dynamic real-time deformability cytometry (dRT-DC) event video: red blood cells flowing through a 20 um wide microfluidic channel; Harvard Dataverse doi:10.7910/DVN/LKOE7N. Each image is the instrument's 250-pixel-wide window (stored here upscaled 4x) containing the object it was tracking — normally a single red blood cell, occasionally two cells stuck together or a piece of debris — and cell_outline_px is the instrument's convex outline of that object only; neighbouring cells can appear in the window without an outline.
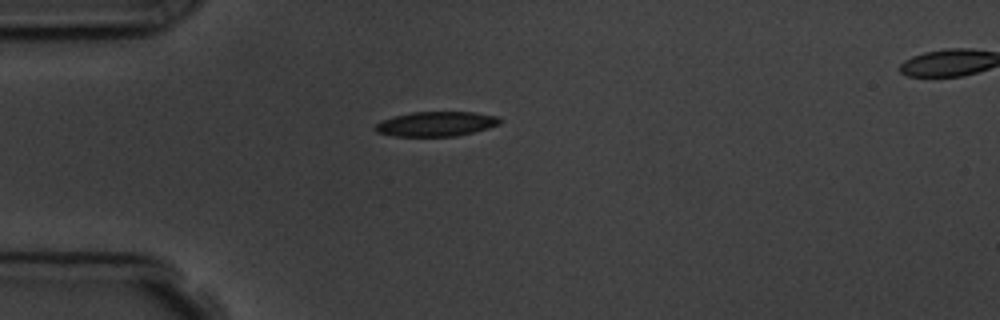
{"species": "common noctule bat (a hibernating species)", "species_latin": "Nyctalus noctula", "temperature_condition": "room temperature", "stored_images_in_passage": 2, "camera_frame_rate_fps": 3000, "um_per_image_px": 0.085, "animal": {"sex": "male", "body_mass_g": 19.5, "forearm_length_mm": 54.6}, "frame": {"image": 1, "passage_image": 1, "time_ms": 0.0, "image_size_px": [1000, 320], "cell_outline_px": [[504, 120], [500, 124], [488, 128], [456, 136], [396, 136], [376, 132], [372, 128], [380, 120], [392, 116], [412, 112], [472, 112], [496, 116]], "centroid_in_image_um": [37.04, 10.53], "position_along_channel_um": 48.0, "area_um2": 18.03}}